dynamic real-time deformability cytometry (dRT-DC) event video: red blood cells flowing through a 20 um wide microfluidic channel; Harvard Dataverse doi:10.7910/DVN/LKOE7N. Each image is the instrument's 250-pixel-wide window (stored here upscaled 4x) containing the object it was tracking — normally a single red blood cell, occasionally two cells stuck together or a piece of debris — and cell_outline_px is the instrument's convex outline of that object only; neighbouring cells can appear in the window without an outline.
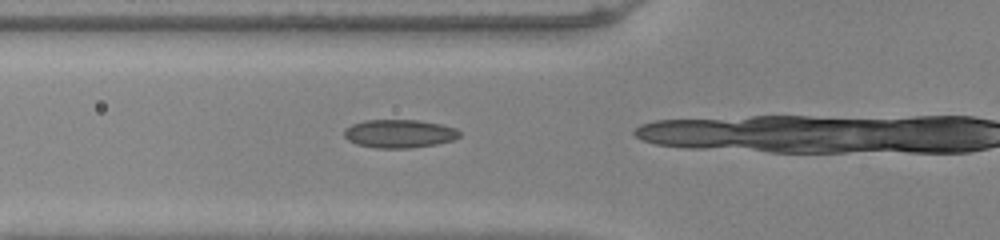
{"species": "common noctule bat (a hibernating species)", "species_latin": "Nyctalus noctula", "temperature_condition": "warm", "stored_images_in_passage": 17, "camera_frame_rate_fps": 3000, "um_per_image_px": 0.085, "animal": {"sex": "male", "body_mass_g": 20.0, "forearm_length_mm": 53.3}, "frame": {"image": 1, "passage_image": 15, "time_ms": 4.667, "image_size_px": [1000, 240], "cell_outline_px": [[460, 136], [452, 140], [436, 144], [408, 148], [376, 148], [356, 144], [348, 140], [344, 136], [344, 128], [352, 124], [364, 120], [416, 120], [440, 124], [456, 128], [460, 132]], "centroid_in_image_um": [33.91, 11.36], "position_along_channel_um": 91.9, "area_um2": 19.02}}